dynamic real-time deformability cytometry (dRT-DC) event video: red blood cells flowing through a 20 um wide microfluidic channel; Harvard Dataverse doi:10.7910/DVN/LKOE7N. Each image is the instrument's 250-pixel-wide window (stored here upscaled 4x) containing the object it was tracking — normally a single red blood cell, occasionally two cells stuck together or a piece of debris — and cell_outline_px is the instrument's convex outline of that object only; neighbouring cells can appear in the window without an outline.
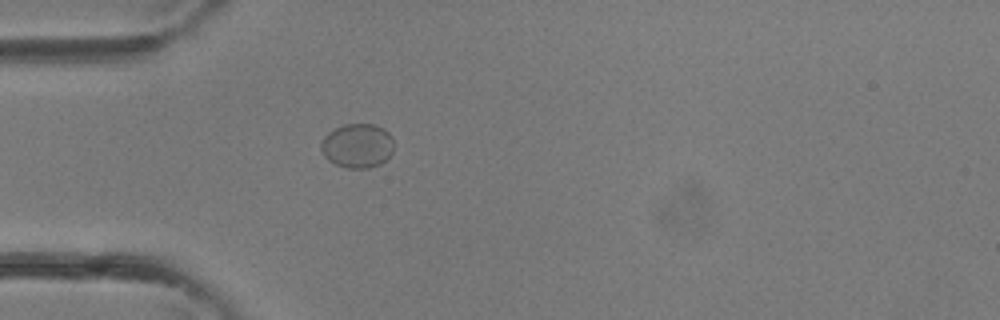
{"species": "common noctule bat (a hibernating species)", "species_latin": "Nyctalus noctula", "temperature_condition": "room temperature", "stored_images_in_passage": 27, "camera_frame_rate_fps": 3000, "um_per_image_px": 0.085, "animal": {"sex": "female"}, "frame": {"image": 1, "passage_image": 1, "time_ms": 0.0, "image_size_px": [1000, 320], "cell_outline_px": [[392, 152], [380, 164], [368, 168], [348, 168], [336, 164], [328, 160], [324, 156], [320, 148], [320, 140], [328, 132], [344, 124], [372, 124], [384, 128], [392, 136]], "centroid_in_image_um": [30.35, 12.38], "position_along_channel_um": 54.7, "area_um2": 18.79}}
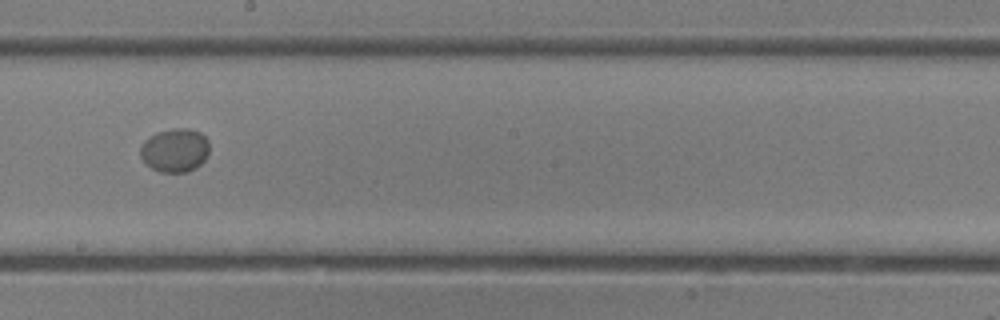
{"frame": {"image": 2, "passage_image": 11, "time_ms": 3.333, "image_size_px": [1000, 320], "cell_outline_px": [[208, 152], [204, 160], [196, 168], [188, 172], [160, 172], [144, 164], [140, 156], [140, 148], [144, 140], [156, 132], [172, 128], [188, 128], [200, 132], [208, 140]], "centroid_in_image_um": [14.84, 12.77], "position_along_channel_um": 233.4, "area_um2": 17.74}}
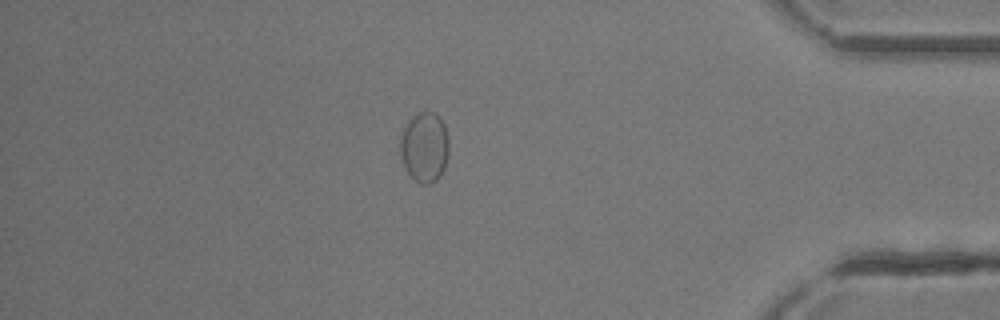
{"frame": {"image": 3, "passage_image": 22, "time_ms": 7.0, "image_size_px": [1000, 320], "cell_outline_px": [[448, 156], [444, 168], [440, 176], [436, 180], [428, 184], [420, 184], [404, 168], [400, 156], [400, 132], [408, 120], [412, 116], [420, 112], [432, 112], [440, 116], [444, 124], [448, 136]], "centroid_in_image_um": [36.07, 12.49], "position_along_channel_um": 399.1, "area_um2": 20.17}}